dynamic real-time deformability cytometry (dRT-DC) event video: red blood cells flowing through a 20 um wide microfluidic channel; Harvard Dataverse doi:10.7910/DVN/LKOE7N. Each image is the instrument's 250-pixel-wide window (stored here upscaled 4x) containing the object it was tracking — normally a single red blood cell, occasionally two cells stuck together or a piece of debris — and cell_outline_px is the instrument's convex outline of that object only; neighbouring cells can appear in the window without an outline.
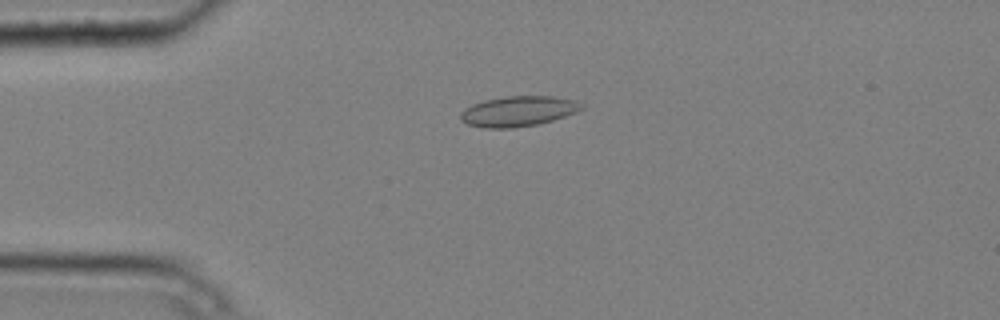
{"species": "common noctule bat (a hibernating species)", "species_latin": "Nyctalus noctula", "temperature_condition": "cold", "stored_images_in_passage": 6, "camera_frame_rate_fps": 3000, "um_per_image_px": 0.085, "animal": {"sex": "male", "body_mass_g": 20.4}, "frame": {"image": 1, "passage_image": 1, "time_ms": 0.0, "image_size_px": [1000, 320], "cell_outline_px": [[584, 108], [576, 112], [540, 124], [512, 128], [484, 128], [468, 124], [460, 120], [460, 112], [464, 108], [472, 104], [484, 100], [504, 96], [552, 96], [576, 100], [584, 104]], "centroid_in_image_um": [44.04, 9.45], "position_along_channel_um": 41.0, "area_um2": 21.56}}
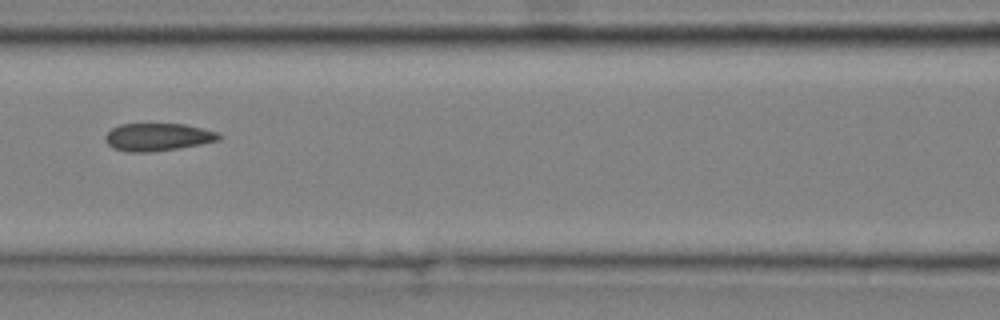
{"frame": {"image": 2, "passage_image": 4, "time_ms": 1.0, "image_size_px": [1000, 320], "cell_outline_px": [[224, 136], [220, 140], [180, 148], [148, 152], [128, 152], [112, 148], [108, 144], [104, 136], [112, 128], [120, 124], [184, 124], [216, 132]], "centroid_in_image_um": [13.4, 11.65], "position_along_channel_um": 153.2, "area_um2": 18.26}}
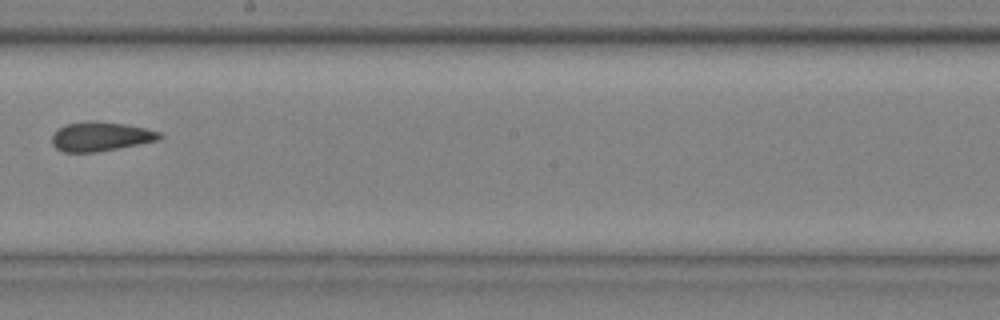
{"frame": {"image": 3, "passage_image": 6, "time_ms": 1.667, "image_size_px": [1000, 320], "cell_outline_px": [[164, 136], [160, 140], [96, 152], [64, 152], [56, 148], [52, 144], [52, 136], [60, 128], [68, 124], [88, 120], [96, 120], [124, 124], [144, 128], [160, 132]], "centroid_in_image_um": [8.57, 11.6], "position_along_channel_um": 239.6, "area_um2": 18.26}}